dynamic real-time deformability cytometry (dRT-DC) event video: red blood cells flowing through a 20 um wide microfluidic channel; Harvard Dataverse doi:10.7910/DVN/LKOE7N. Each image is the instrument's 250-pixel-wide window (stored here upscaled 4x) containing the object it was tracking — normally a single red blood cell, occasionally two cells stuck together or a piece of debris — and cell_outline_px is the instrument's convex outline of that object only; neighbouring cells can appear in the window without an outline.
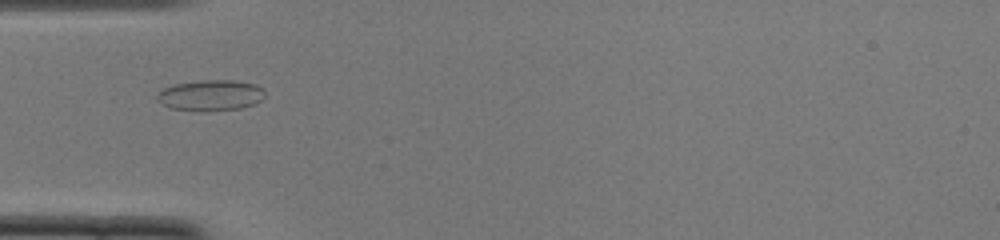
{"species": "common noctule bat (a hibernating species)", "species_latin": "Nyctalus noctula", "temperature_condition": "cold", "stored_images_in_passage": 36, "camera_frame_rate_fps": 3000, "um_per_image_px": 0.085, "animal": {"sex": "female", "body_mass_g": 22.0, "forearm_length_mm": 56.7}, "frame": {"image": 1, "passage_image": 1, "time_ms": 0.0, "image_size_px": [1000, 240], "cell_outline_px": [[264, 96], [256, 104], [240, 108], [208, 112], [196, 112], [168, 108], [156, 100], [156, 96], [164, 88], [176, 84], [200, 80], [232, 80], [256, 84], [264, 88]], "centroid_in_image_um": [17.9, 8.12], "position_along_channel_um": 67.1, "area_um2": 19.77}}
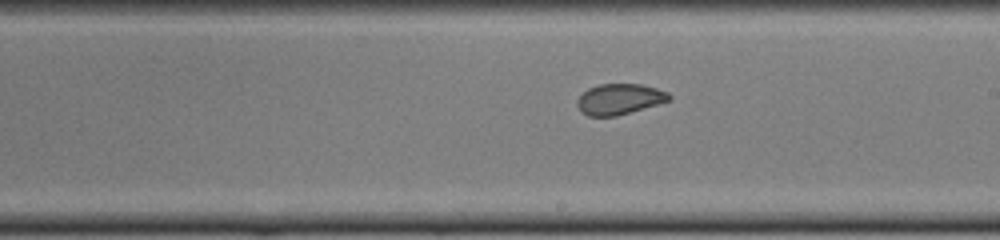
{"frame": {"image": 2, "passage_image": 14, "time_ms": 4.333, "image_size_px": [1000, 240], "cell_outline_px": [[672, 100], [616, 116], [588, 116], [580, 112], [576, 104], [576, 100], [588, 88], [600, 84], [640, 84], [656, 88], [668, 92], [672, 96]], "centroid_in_image_um": [52.65, 8.43], "position_along_channel_um": 236.4, "area_um2": 16.53}}
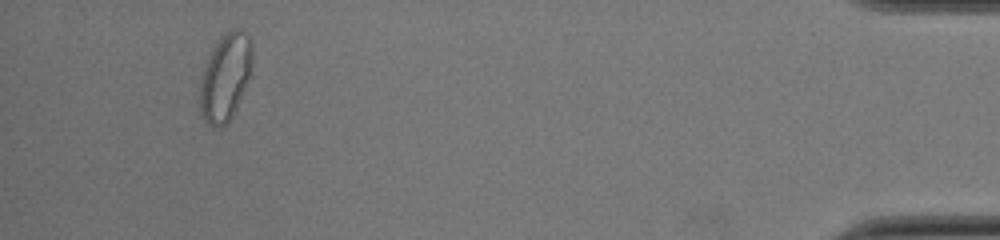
{"frame": {"image": 3, "passage_image": 33, "time_ms": 10.667, "image_size_px": [1000, 240], "cell_outline_px": [[252, 76], [232, 116], [220, 128], [212, 128], [204, 120], [200, 108], [200, 80], [204, 64], [212, 48], [232, 28], [240, 28], [252, 40]], "centroid_in_image_um": [19.18, 6.57], "position_along_channel_um": 416.0, "area_um2": 26.93}, "authors_computed_cell_mechanics": {"area_um2": 17.629, "velocity_mm_per_s": 3.9108, "shape_relaxation_time_tau1_ms": null, "shape_relaxation_time_tau2_ms": 1.3102, "deformation_change_tau1": null, "deformation_change_tau2": 0.0366}}